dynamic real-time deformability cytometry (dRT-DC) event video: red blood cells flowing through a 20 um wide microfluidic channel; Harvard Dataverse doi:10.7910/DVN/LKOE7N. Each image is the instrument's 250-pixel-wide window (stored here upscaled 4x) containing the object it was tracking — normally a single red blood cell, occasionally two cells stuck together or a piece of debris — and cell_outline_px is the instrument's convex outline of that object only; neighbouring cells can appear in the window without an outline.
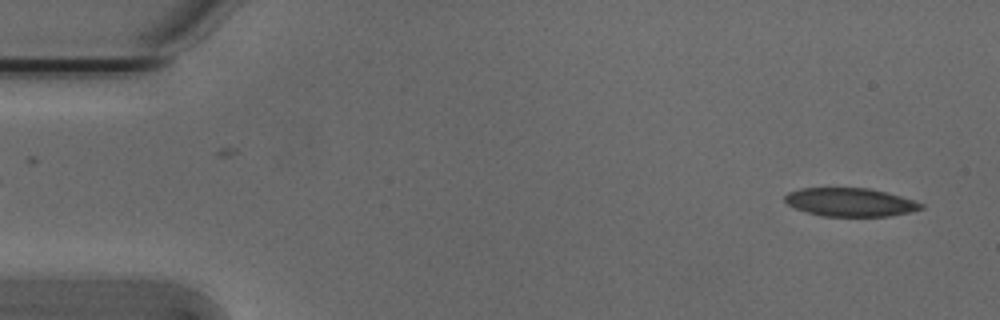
{"species": "Egyptian fruit bat (a non-hibernating species)", "species_latin": "Rousettus aegyptiacus", "temperature_condition": "cold", "stored_images_in_passage": 52, "camera_frame_rate_fps": 3000, "um_per_image_px": 0.085, "animal": {"sex": "male"}, "frame": {"image": 1, "passage_image": 2, "time_ms": 0.333, "image_size_px": [1000, 320], "cell_outline_px": [[924, 208], [912, 212], [888, 216], [824, 216], [808, 212], [796, 208], [788, 204], [784, 200], [784, 196], [788, 192], [800, 188], [868, 188], [900, 196], [924, 204]], "centroid_in_image_um": [72.27, 17.19], "position_along_channel_um": 12.7, "area_um2": 22.37}}
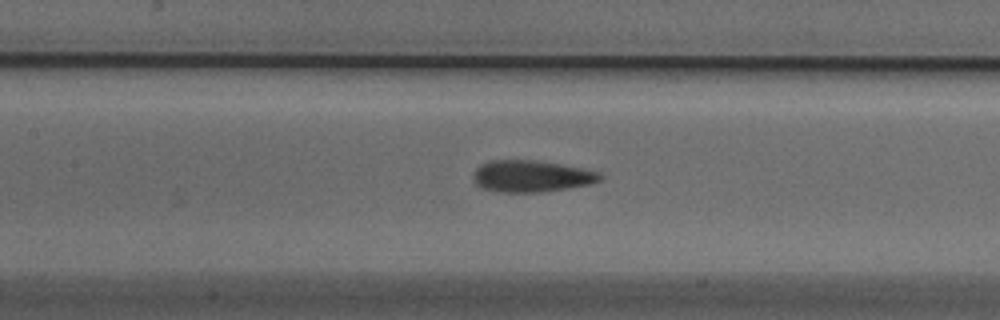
{"frame": {"image": 2, "passage_image": 23, "time_ms": 7.333, "image_size_px": [1000, 320], "cell_outline_px": [[604, 180], [592, 184], [568, 188], [540, 192], [500, 192], [480, 188], [476, 184], [472, 176], [476, 168], [480, 164], [488, 160], [536, 160], [584, 168], [600, 172], [604, 176]], "centroid_in_image_um": [45.2, 14.97], "position_along_channel_um": 162.2, "area_um2": 23.81}}
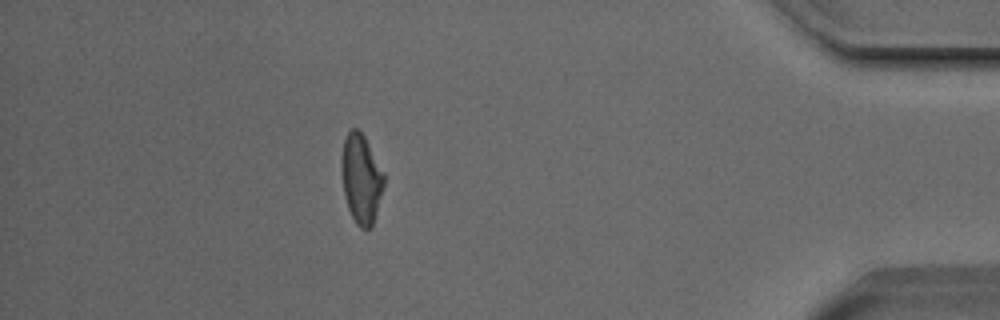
{"frame": {"image": 3, "passage_image": 46, "time_ms": 15.0, "image_size_px": [1000, 320], "cell_outline_px": [[384, 184], [376, 212], [372, 224], [368, 228], [360, 228], [356, 224], [348, 208], [344, 196], [340, 172], [340, 160], [344, 140], [348, 132], [352, 128], [356, 128], [364, 136], [384, 172]], "centroid_in_image_um": [30.67, 15.17], "position_along_channel_um": 404.5, "area_um2": 22.02}, "authors_computed_cell_mechanics": {"area_um2": 23.3512, "velocity_mm_per_s": 3.8123, "shape_relaxation_time_tau1_ms": 5.2937, "shape_relaxation_time_tau2_ms": 3.0075, "deformation_change_tau1": 0.1421, "deformation_change_tau2": 0.1036}}